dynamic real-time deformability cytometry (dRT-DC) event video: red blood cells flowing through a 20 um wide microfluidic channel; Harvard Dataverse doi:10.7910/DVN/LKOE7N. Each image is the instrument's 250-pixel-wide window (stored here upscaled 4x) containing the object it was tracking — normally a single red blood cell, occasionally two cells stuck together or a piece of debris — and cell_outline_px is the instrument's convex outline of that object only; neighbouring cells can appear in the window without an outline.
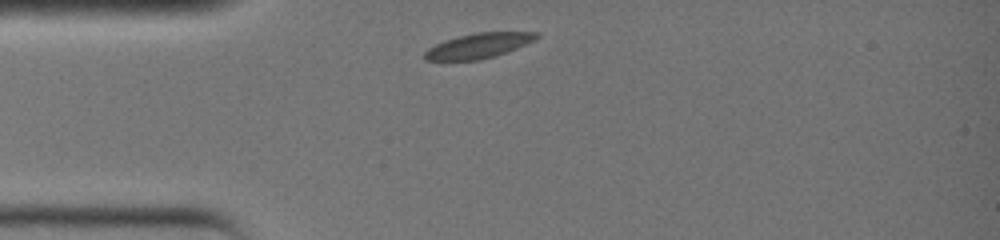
{"species": "common noctule bat (a hibernating species)", "species_latin": "Nyctalus noctula", "temperature_condition": "warm", "stored_images_in_passage": 5, "camera_frame_rate_fps": 3000, "um_per_image_px": 0.085, "animal": {"sex": "female", "body_mass_g": 19.0, "forearm_length_mm": 51.5}, "frame": {"image": 1, "passage_image": 1, "time_ms": 0.0, "image_size_px": [1000, 240], "cell_outline_px": [[540, 36], [536, 40], [516, 48], [480, 60], [424, 60], [424, 52], [428, 48], [444, 40], [476, 32], [540, 32]], "centroid_in_image_um": [40.68, 3.87], "position_along_channel_um": 44.3, "area_um2": 16.13}}